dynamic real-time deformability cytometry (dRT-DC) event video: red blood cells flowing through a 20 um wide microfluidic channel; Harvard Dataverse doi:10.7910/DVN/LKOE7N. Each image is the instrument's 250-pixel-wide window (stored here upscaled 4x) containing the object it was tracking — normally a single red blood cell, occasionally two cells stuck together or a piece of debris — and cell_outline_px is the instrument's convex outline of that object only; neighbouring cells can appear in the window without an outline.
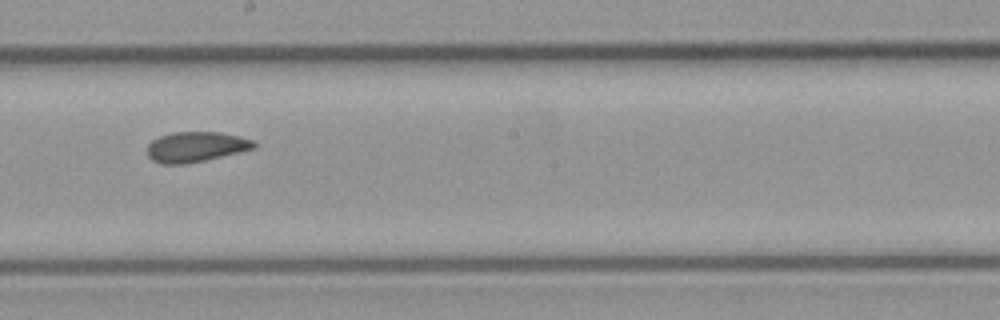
{"species": "common noctule bat (a hibernating species)", "species_latin": "Nyctalus noctula", "temperature_condition": "cold", "stored_images_in_passage": 9, "camera_frame_rate_fps": 3000, "um_per_image_px": 0.085, "animal": {"sex": "male", "body_mass_g": 23.1, "forearm_length_mm": 52.7}, "frame": {"image": 1, "passage_image": 9, "time_ms": 10.0, "image_size_px": [1000, 320], "cell_outline_px": [[256, 148], [204, 160], [184, 164], [160, 164], [152, 160], [148, 156], [148, 144], [152, 140], [160, 136], [172, 132], [220, 132], [240, 136], [256, 140]], "centroid_in_image_um": [16.66, 12.47], "position_along_channel_um": 231.5, "area_um2": 18.84}}